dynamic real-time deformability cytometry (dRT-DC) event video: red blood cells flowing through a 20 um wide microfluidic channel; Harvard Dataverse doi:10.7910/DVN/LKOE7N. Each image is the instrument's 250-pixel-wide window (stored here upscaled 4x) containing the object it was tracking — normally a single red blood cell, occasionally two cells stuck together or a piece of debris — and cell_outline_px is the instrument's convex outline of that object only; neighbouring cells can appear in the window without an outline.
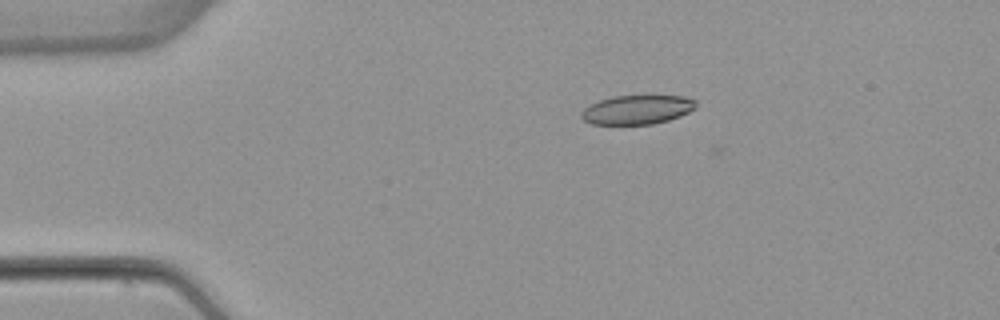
{"species": "common noctule bat (a hibernating species)", "species_latin": "Nyctalus noctula", "temperature_condition": "warm", "stored_images_in_passage": 15, "camera_frame_rate_fps": 3000, "um_per_image_px": 0.085, "animal": {"sex": "female", "body_mass_g": 22.7, "forearm_length_mm": 54.2}, "frame": {"image": 1, "passage_image": 14, "time_ms": 4.333, "image_size_px": [1000, 320], "cell_outline_px": [[696, 108], [680, 116], [668, 120], [652, 124], [592, 124], [584, 120], [580, 116], [580, 112], [584, 108], [600, 100], [612, 96], [684, 96], [696, 100]], "centroid_in_image_um": [54.16, 9.32], "position_along_channel_um": 30.8, "area_um2": 19.36}}